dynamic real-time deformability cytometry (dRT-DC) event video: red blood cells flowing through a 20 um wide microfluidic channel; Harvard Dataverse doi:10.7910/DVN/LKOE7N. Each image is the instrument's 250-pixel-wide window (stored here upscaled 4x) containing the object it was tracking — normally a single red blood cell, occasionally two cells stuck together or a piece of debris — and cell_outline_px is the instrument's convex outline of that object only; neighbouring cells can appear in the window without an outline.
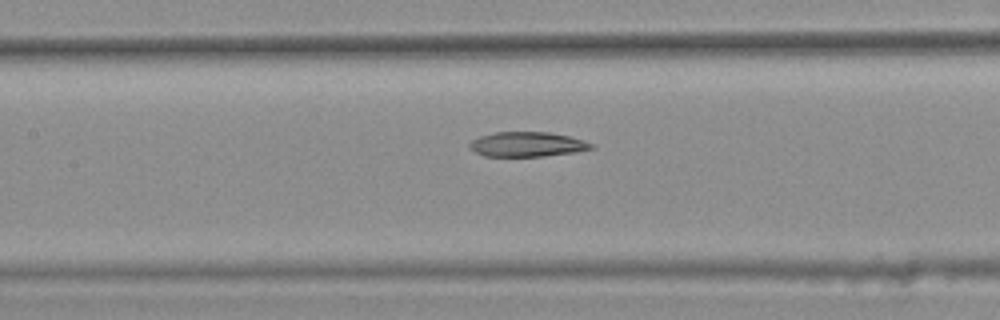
{"species": "common noctule bat (a hibernating species)", "species_latin": "Nyctalus noctula", "temperature_condition": "warm", "stored_images_in_passage": 8, "camera_frame_rate_fps": 3000, "um_per_image_px": 0.085, "animal": {"sex": "female", "body_mass_g": 25.1}, "frame": {"image": 1, "passage_image": 8, "time_ms": 2.333, "image_size_px": [1000, 320], "cell_outline_px": [[596, 148], [576, 152], [544, 156], [484, 156], [468, 148], [468, 144], [472, 140], [480, 136], [496, 132], [548, 132], [568, 136], [584, 140], [596, 144]], "centroid_in_image_um": [44.85, 12.27], "position_along_channel_um": 162.6, "area_um2": 17.69}}